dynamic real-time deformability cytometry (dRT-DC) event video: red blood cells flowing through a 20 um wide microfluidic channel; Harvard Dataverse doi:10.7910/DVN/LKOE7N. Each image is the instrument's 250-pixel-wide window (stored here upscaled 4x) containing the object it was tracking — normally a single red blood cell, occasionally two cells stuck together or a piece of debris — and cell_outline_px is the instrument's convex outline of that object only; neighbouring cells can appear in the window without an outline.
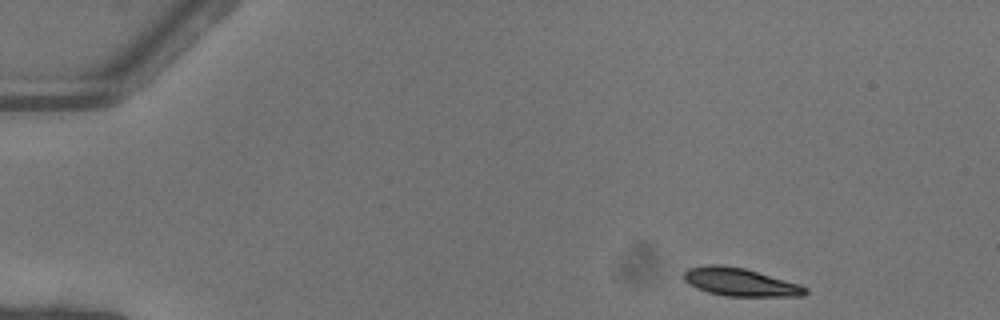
{"species": "common noctule bat (a hibernating species)", "species_latin": "Nyctalus noctula", "temperature_condition": "warm", "stored_images_in_passage": 45, "camera_frame_rate_fps": 3000, "um_per_image_px": 0.085, "animal": {"sex": "female"}, "frame": {"image": 1, "passage_image": 1, "time_ms": 0.0, "image_size_px": [1000, 320], "cell_outline_px": [[808, 292], [804, 296], [724, 296], [708, 292], [696, 288], [688, 284], [684, 280], [684, 272], [688, 268], [708, 264], [720, 264], [744, 268], [800, 284], [808, 288]], "centroid_in_image_um": [62.9, 23.98], "position_along_channel_um": 22.1, "area_um2": 19.94}}
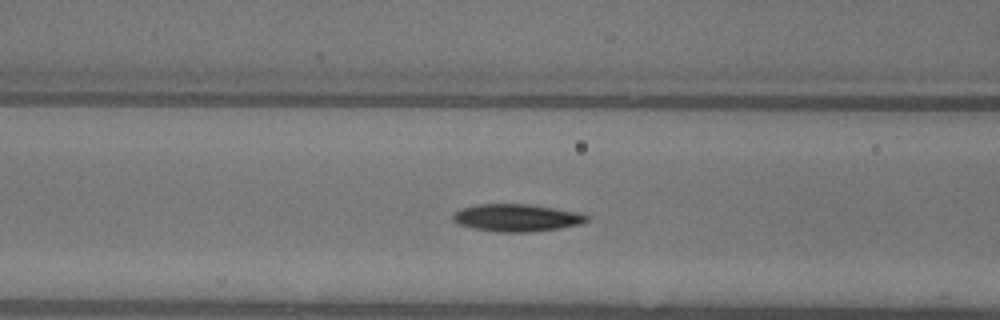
{"frame": {"image": 2, "passage_image": 16, "time_ms": 5.0, "image_size_px": [1000, 320], "cell_outline_px": [[592, 216], [588, 220], [580, 224], [560, 228], [528, 232], [496, 232], [472, 228], [460, 224], [452, 220], [452, 216], [456, 212], [464, 208], [480, 204], [528, 204], [580, 212]], "centroid_in_image_um": [43.97, 18.51], "position_along_channel_um": 122.6, "area_um2": 21.33}}
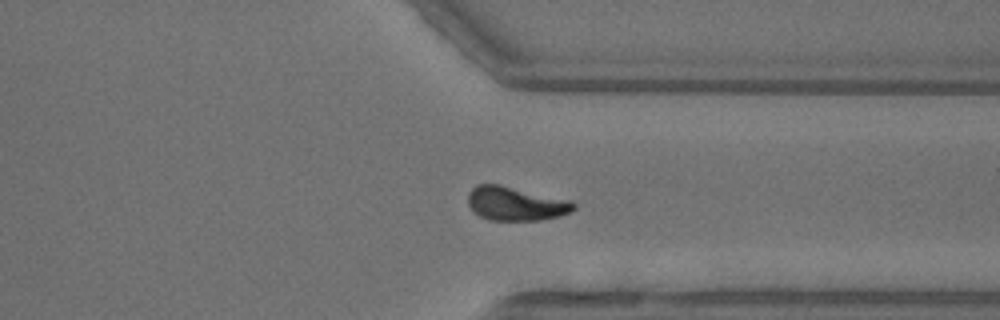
{"frame": {"image": 3, "passage_image": 34, "time_ms": 11.0, "image_size_px": [1000, 320], "cell_outline_px": [[576, 208], [572, 212], [560, 216], [540, 220], [492, 220], [480, 216], [468, 204], [468, 192], [476, 184], [500, 184], [572, 200], [576, 204]], "centroid_in_image_um": [43.88, 17.3], "position_along_channel_um": 367.5, "area_um2": 21.04}, "authors_computed_cell_mechanics": {"area_um2": 20.8658, "velocity_mm_per_s": 4.0907, "shape_relaxation_time_tau1_ms": 3.8824, "shape_relaxation_time_tau2_ms": 3.1247, "deformation_change_tau1": 0.159, "deformation_change_tau2": 0.0716}}